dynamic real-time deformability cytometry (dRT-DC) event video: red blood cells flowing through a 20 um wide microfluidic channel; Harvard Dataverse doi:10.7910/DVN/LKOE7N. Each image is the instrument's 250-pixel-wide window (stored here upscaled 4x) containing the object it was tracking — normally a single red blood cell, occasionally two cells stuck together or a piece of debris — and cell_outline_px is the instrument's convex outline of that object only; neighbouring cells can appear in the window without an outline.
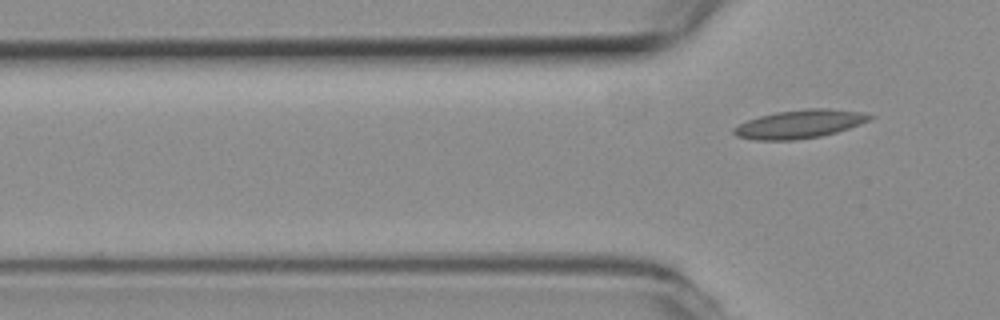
{"species": "common noctule bat (a hibernating species)", "species_latin": "Nyctalus noctula", "temperature_condition": "room temperature", "stored_images_in_passage": 3, "camera_frame_rate_fps": 3000, "um_per_image_px": 0.085, "animal": {"sex": "female", "body_mass_g": 19.3, "forearm_length_mm": 54.1}, "frame": {"image": 1, "passage_image": 3, "time_ms": 0.667, "image_size_px": [1000, 320], "cell_outline_px": [[876, 116], [860, 124], [836, 132], [820, 136], [792, 140], [756, 140], [736, 136], [732, 132], [732, 128], [748, 120], [760, 116], [776, 112], [804, 108], [828, 108], [864, 112]], "centroid_in_image_um": [67.97, 10.53], "position_along_channel_um": 57.8, "area_um2": 22.48}}